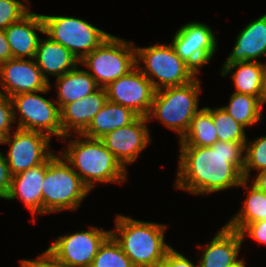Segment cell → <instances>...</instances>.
Here are the masks:
<instances>
[{
  "label": "cell",
  "instance_id": "8",
  "mask_svg": "<svg viewBox=\"0 0 266 267\" xmlns=\"http://www.w3.org/2000/svg\"><path fill=\"white\" fill-rule=\"evenodd\" d=\"M42 91L22 93L11 97L16 128L38 131L51 139H62L61 114L57 102L44 98L39 93L47 94L52 86ZM19 117H18V116Z\"/></svg>",
  "mask_w": 266,
  "mask_h": 267
},
{
  "label": "cell",
  "instance_id": "15",
  "mask_svg": "<svg viewBox=\"0 0 266 267\" xmlns=\"http://www.w3.org/2000/svg\"><path fill=\"white\" fill-rule=\"evenodd\" d=\"M49 87L34 59H10L0 64V92L10 98Z\"/></svg>",
  "mask_w": 266,
  "mask_h": 267
},
{
  "label": "cell",
  "instance_id": "2",
  "mask_svg": "<svg viewBox=\"0 0 266 267\" xmlns=\"http://www.w3.org/2000/svg\"><path fill=\"white\" fill-rule=\"evenodd\" d=\"M73 136L76 137L73 138ZM61 140L67 141L68 144L67 147L65 146L66 149L60 151V154L90 191L98 183L123 185L124 181L128 180V170L121 165L100 139L73 134L64 136Z\"/></svg>",
  "mask_w": 266,
  "mask_h": 267
},
{
  "label": "cell",
  "instance_id": "28",
  "mask_svg": "<svg viewBox=\"0 0 266 267\" xmlns=\"http://www.w3.org/2000/svg\"><path fill=\"white\" fill-rule=\"evenodd\" d=\"M205 108L212 115L218 141L246 142L248 140L247 134L245 133V127L232 118L222 106Z\"/></svg>",
  "mask_w": 266,
  "mask_h": 267
},
{
  "label": "cell",
  "instance_id": "6",
  "mask_svg": "<svg viewBox=\"0 0 266 267\" xmlns=\"http://www.w3.org/2000/svg\"><path fill=\"white\" fill-rule=\"evenodd\" d=\"M135 52L136 66L151 81L155 91L185 85L198 76L177 55L171 43L170 45L157 43L147 47L135 46Z\"/></svg>",
  "mask_w": 266,
  "mask_h": 267
},
{
  "label": "cell",
  "instance_id": "30",
  "mask_svg": "<svg viewBox=\"0 0 266 267\" xmlns=\"http://www.w3.org/2000/svg\"><path fill=\"white\" fill-rule=\"evenodd\" d=\"M251 170L260 172L266 170V135L260 136L254 141L247 140L244 155V179L250 180Z\"/></svg>",
  "mask_w": 266,
  "mask_h": 267
},
{
  "label": "cell",
  "instance_id": "31",
  "mask_svg": "<svg viewBox=\"0 0 266 267\" xmlns=\"http://www.w3.org/2000/svg\"><path fill=\"white\" fill-rule=\"evenodd\" d=\"M27 4V0H0V29L5 30L26 16L30 12Z\"/></svg>",
  "mask_w": 266,
  "mask_h": 267
},
{
  "label": "cell",
  "instance_id": "12",
  "mask_svg": "<svg viewBox=\"0 0 266 267\" xmlns=\"http://www.w3.org/2000/svg\"><path fill=\"white\" fill-rule=\"evenodd\" d=\"M50 141L48 135L38 131L16 128L11 132L5 142L9 145V150L4 154L11 175L44 163L54 153L50 150Z\"/></svg>",
  "mask_w": 266,
  "mask_h": 267
},
{
  "label": "cell",
  "instance_id": "33",
  "mask_svg": "<svg viewBox=\"0 0 266 267\" xmlns=\"http://www.w3.org/2000/svg\"><path fill=\"white\" fill-rule=\"evenodd\" d=\"M20 267H65L48 249L31 259H21Z\"/></svg>",
  "mask_w": 266,
  "mask_h": 267
},
{
  "label": "cell",
  "instance_id": "13",
  "mask_svg": "<svg viewBox=\"0 0 266 267\" xmlns=\"http://www.w3.org/2000/svg\"><path fill=\"white\" fill-rule=\"evenodd\" d=\"M107 100L147 117L155 89L151 81L136 66L129 73L116 79L105 87Z\"/></svg>",
  "mask_w": 266,
  "mask_h": 267
},
{
  "label": "cell",
  "instance_id": "18",
  "mask_svg": "<svg viewBox=\"0 0 266 267\" xmlns=\"http://www.w3.org/2000/svg\"><path fill=\"white\" fill-rule=\"evenodd\" d=\"M106 101L107 93L105 88H99L89 96L66 104L60 110L62 138L73 135V133L82 134Z\"/></svg>",
  "mask_w": 266,
  "mask_h": 267
},
{
  "label": "cell",
  "instance_id": "40",
  "mask_svg": "<svg viewBox=\"0 0 266 267\" xmlns=\"http://www.w3.org/2000/svg\"><path fill=\"white\" fill-rule=\"evenodd\" d=\"M244 258H240L236 263H234L233 265L229 266V267H246L245 265V260H243Z\"/></svg>",
  "mask_w": 266,
  "mask_h": 267
},
{
  "label": "cell",
  "instance_id": "16",
  "mask_svg": "<svg viewBox=\"0 0 266 267\" xmlns=\"http://www.w3.org/2000/svg\"><path fill=\"white\" fill-rule=\"evenodd\" d=\"M240 232L222 226L205 246L199 244L203 249L202 256L198 261L199 267H229L240 258V247L243 244Z\"/></svg>",
  "mask_w": 266,
  "mask_h": 267
},
{
  "label": "cell",
  "instance_id": "38",
  "mask_svg": "<svg viewBox=\"0 0 266 267\" xmlns=\"http://www.w3.org/2000/svg\"><path fill=\"white\" fill-rule=\"evenodd\" d=\"M255 179L249 180L253 185H255L259 190L266 193V170L260 171L254 177Z\"/></svg>",
  "mask_w": 266,
  "mask_h": 267
},
{
  "label": "cell",
  "instance_id": "27",
  "mask_svg": "<svg viewBox=\"0 0 266 267\" xmlns=\"http://www.w3.org/2000/svg\"><path fill=\"white\" fill-rule=\"evenodd\" d=\"M263 105L258 97L233 92L230 95L229 103L222 107L232 118L246 128L257 125L261 121Z\"/></svg>",
  "mask_w": 266,
  "mask_h": 267
},
{
  "label": "cell",
  "instance_id": "36",
  "mask_svg": "<svg viewBox=\"0 0 266 267\" xmlns=\"http://www.w3.org/2000/svg\"><path fill=\"white\" fill-rule=\"evenodd\" d=\"M12 175L4 156L0 151V199H6L11 187Z\"/></svg>",
  "mask_w": 266,
  "mask_h": 267
},
{
  "label": "cell",
  "instance_id": "29",
  "mask_svg": "<svg viewBox=\"0 0 266 267\" xmlns=\"http://www.w3.org/2000/svg\"><path fill=\"white\" fill-rule=\"evenodd\" d=\"M90 267H134L120 244L110 234L100 245Z\"/></svg>",
  "mask_w": 266,
  "mask_h": 267
},
{
  "label": "cell",
  "instance_id": "35",
  "mask_svg": "<svg viewBox=\"0 0 266 267\" xmlns=\"http://www.w3.org/2000/svg\"><path fill=\"white\" fill-rule=\"evenodd\" d=\"M158 267H199V265L198 262L196 265L183 254L179 253V251L177 252L171 247Z\"/></svg>",
  "mask_w": 266,
  "mask_h": 267
},
{
  "label": "cell",
  "instance_id": "20",
  "mask_svg": "<svg viewBox=\"0 0 266 267\" xmlns=\"http://www.w3.org/2000/svg\"><path fill=\"white\" fill-rule=\"evenodd\" d=\"M45 177V162L12 176L11 187L5 200L21 202L32 214L34 222L42 215V186ZM36 218V219H35Z\"/></svg>",
  "mask_w": 266,
  "mask_h": 267
},
{
  "label": "cell",
  "instance_id": "21",
  "mask_svg": "<svg viewBox=\"0 0 266 267\" xmlns=\"http://www.w3.org/2000/svg\"><path fill=\"white\" fill-rule=\"evenodd\" d=\"M34 60L49 83V75L60 77L80 64L73 53L49 36L44 40L39 39Z\"/></svg>",
  "mask_w": 266,
  "mask_h": 267
},
{
  "label": "cell",
  "instance_id": "7",
  "mask_svg": "<svg viewBox=\"0 0 266 267\" xmlns=\"http://www.w3.org/2000/svg\"><path fill=\"white\" fill-rule=\"evenodd\" d=\"M99 88L129 73L136 67L135 44L110 35L81 61Z\"/></svg>",
  "mask_w": 266,
  "mask_h": 267
},
{
  "label": "cell",
  "instance_id": "5",
  "mask_svg": "<svg viewBox=\"0 0 266 267\" xmlns=\"http://www.w3.org/2000/svg\"><path fill=\"white\" fill-rule=\"evenodd\" d=\"M198 76L191 82L155 91L147 120L157 119L179 140L188 131L191 120L199 109V95L202 92Z\"/></svg>",
  "mask_w": 266,
  "mask_h": 267
},
{
  "label": "cell",
  "instance_id": "1",
  "mask_svg": "<svg viewBox=\"0 0 266 267\" xmlns=\"http://www.w3.org/2000/svg\"><path fill=\"white\" fill-rule=\"evenodd\" d=\"M246 142L217 141L213 146H180L173 187L208 195L240 187Z\"/></svg>",
  "mask_w": 266,
  "mask_h": 267
},
{
  "label": "cell",
  "instance_id": "26",
  "mask_svg": "<svg viewBox=\"0 0 266 267\" xmlns=\"http://www.w3.org/2000/svg\"><path fill=\"white\" fill-rule=\"evenodd\" d=\"M211 113L201 108L191 120L188 131L179 140V146H213L218 141Z\"/></svg>",
  "mask_w": 266,
  "mask_h": 267
},
{
  "label": "cell",
  "instance_id": "39",
  "mask_svg": "<svg viewBox=\"0 0 266 267\" xmlns=\"http://www.w3.org/2000/svg\"><path fill=\"white\" fill-rule=\"evenodd\" d=\"M261 65V80H262V102L263 104L266 103V62L262 63Z\"/></svg>",
  "mask_w": 266,
  "mask_h": 267
},
{
  "label": "cell",
  "instance_id": "41",
  "mask_svg": "<svg viewBox=\"0 0 266 267\" xmlns=\"http://www.w3.org/2000/svg\"><path fill=\"white\" fill-rule=\"evenodd\" d=\"M6 138H7V135L2 130H0V145L5 144Z\"/></svg>",
  "mask_w": 266,
  "mask_h": 267
},
{
  "label": "cell",
  "instance_id": "22",
  "mask_svg": "<svg viewBox=\"0 0 266 267\" xmlns=\"http://www.w3.org/2000/svg\"><path fill=\"white\" fill-rule=\"evenodd\" d=\"M138 117L139 115L131 109L107 100L82 135L92 139H100L117 128L133 123Z\"/></svg>",
  "mask_w": 266,
  "mask_h": 267
},
{
  "label": "cell",
  "instance_id": "24",
  "mask_svg": "<svg viewBox=\"0 0 266 267\" xmlns=\"http://www.w3.org/2000/svg\"><path fill=\"white\" fill-rule=\"evenodd\" d=\"M249 183L248 179L241 182L240 186L248 190V195L239 212L225 224L234 231L240 232L249 223L266 220V193Z\"/></svg>",
  "mask_w": 266,
  "mask_h": 267
},
{
  "label": "cell",
  "instance_id": "25",
  "mask_svg": "<svg viewBox=\"0 0 266 267\" xmlns=\"http://www.w3.org/2000/svg\"><path fill=\"white\" fill-rule=\"evenodd\" d=\"M221 77L232 73L234 88L237 93L258 97L262 101V80L260 62H236L221 66Z\"/></svg>",
  "mask_w": 266,
  "mask_h": 267
},
{
  "label": "cell",
  "instance_id": "3",
  "mask_svg": "<svg viewBox=\"0 0 266 267\" xmlns=\"http://www.w3.org/2000/svg\"><path fill=\"white\" fill-rule=\"evenodd\" d=\"M167 226L116 215L110 234L120 244L134 267H158L172 247L165 242Z\"/></svg>",
  "mask_w": 266,
  "mask_h": 267
},
{
  "label": "cell",
  "instance_id": "17",
  "mask_svg": "<svg viewBox=\"0 0 266 267\" xmlns=\"http://www.w3.org/2000/svg\"><path fill=\"white\" fill-rule=\"evenodd\" d=\"M37 31L44 34V21L42 14L32 11L4 30L14 59H34L40 39Z\"/></svg>",
  "mask_w": 266,
  "mask_h": 267
},
{
  "label": "cell",
  "instance_id": "9",
  "mask_svg": "<svg viewBox=\"0 0 266 267\" xmlns=\"http://www.w3.org/2000/svg\"><path fill=\"white\" fill-rule=\"evenodd\" d=\"M42 18L44 34L66 47L79 61L111 35L88 21L76 17L42 15Z\"/></svg>",
  "mask_w": 266,
  "mask_h": 267
},
{
  "label": "cell",
  "instance_id": "11",
  "mask_svg": "<svg viewBox=\"0 0 266 267\" xmlns=\"http://www.w3.org/2000/svg\"><path fill=\"white\" fill-rule=\"evenodd\" d=\"M110 235L90 225L89 230L59 236L47 248L65 267H90L100 245Z\"/></svg>",
  "mask_w": 266,
  "mask_h": 267
},
{
  "label": "cell",
  "instance_id": "23",
  "mask_svg": "<svg viewBox=\"0 0 266 267\" xmlns=\"http://www.w3.org/2000/svg\"><path fill=\"white\" fill-rule=\"evenodd\" d=\"M74 67L71 71L56 78L54 88L57 89L56 102L60 110L75 100H79L93 94L99 89L94 78L87 72Z\"/></svg>",
  "mask_w": 266,
  "mask_h": 267
},
{
  "label": "cell",
  "instance_id": "4",
  "mask_svg": "<svg viewBox=\"0 0 266 267\" xmlns=\"http://www.w3.org/2000/svg\"><path fill=\"white\" fill-rule=\"evenodd\" d=\"M90 190L60 153L45 161L42 186V215L61 211H76Z\"/></svg>",
  "mask_w": 266,
  "mask_h": 267
},
{
  "label": "cell",
  "instance_id": "37",
  "mask_svg": "<svg viewBox=\"0 0 266 267\" xmlns=\"http://www.w3.org/2000/svg\"><path fill=\"white\" fill-rule=\"evenodd\" d=\"M13 59L8 40L3 29H0V64Z\"/></svg>",
  "mask_w": 266,
  "mask_h": 267
},
{
  "label": "cell",
  "instance_id": "14",
  "mask_svg": "<svg viewBox=\"0 0 266 267\" xmlns=\"http://www.w3.org/2000/svg\"><path fill=\"white\" fill-rule=\"evenodd\" d=\"M148 125L147 117L139 116L133 123L107 133L100 140L127 169L126 166L132 165L139 154L151 144L152 138Z\"/></svg>",
  "mask_w": 266,
  "mask_h": 267
},
{
  "label": "cell",
  "instance_id": "32",
  "mask_svg": "<svg viewBox=\"0 0 266 267\" xmlns=\"http://www.w3.org/2000/svg\"><path fill=\"white\" fill-rule=\"evenodd\" d=\"M15 124L12 100L0 92V130L7 136L12 132Z\"/></svg>",
  "mask_w": 266,
  "mask_h": 267
},
{
  "label": "cell",
  "instance_id": "34",
  "mask_svg": "<svg viewBox=\"0 0 266 267\" xmlns=\"http://www.w3.org/2000/svg\"><path fill=\"white\" fill-rule=\"evenodd\" d=\"M241 237L244 240L245 237H250L253 241H256L259 245H266V220H260L247 224L241 231Z\"/></svg>",
  "mask_w": 266,
  "mask_h": 267
},
{
  "label": "cell",
  "instance_id": "19",
  "mask_svg": "<svg viewBox=\"0 0 266 267\" xmlns=\"http://www.w3.org/2000/svg\"><path fill=\"white\" fill-rule=\"evenodd\" d=\"M235 45L223 65L260 62L266 56V13L250 21L235 38Z\"/></svg>",
  "mask_w": 266,
  "mask_h": 267
},
{
  "label": "cell",
  "instance_id": "10",
  "mask_svg": "<svg viewBox=\"0 0 266 267\" xmlns=\"http://www.w3.org/2000/svg\"><path fill=\"white\" fill-rule=\"evenodd\" d=\"M177 55L197 74L217 52V39L206 23L189 22L181 26L171 41Z\"/></svg>",
  "mask_w": 266,
  "mask_h": 267
}]
</instances>
